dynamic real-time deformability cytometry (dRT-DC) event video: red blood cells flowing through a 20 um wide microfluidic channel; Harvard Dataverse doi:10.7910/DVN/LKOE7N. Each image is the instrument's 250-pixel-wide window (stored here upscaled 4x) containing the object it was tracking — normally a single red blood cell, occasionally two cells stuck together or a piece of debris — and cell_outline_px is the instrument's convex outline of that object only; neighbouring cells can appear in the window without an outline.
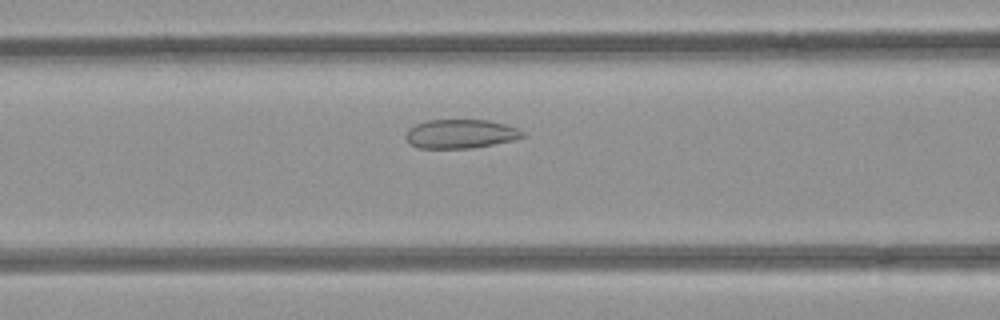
{"species": "common noctule bat (a hibernating species)", "species_latin": "Nyctalus noctula", "temperature_condition": "room temperature", "stored_images_in_passage": 38, "camera_frame_rate_fps": 3000, "um_per_image_px": 0.085, "animal": {"sex": "female", "body_mass_g": 21.9}, "frame": {"image": 1, "passage_image": 13, "time_ms": 4.0, "image_size_px": [1000, 320], "cell_outline_px": [[524, 136], [516, 140], [472, 148], [420, 148], [408, 144], [404, 136], [408, 128], [416, 124], [428, 120], [488, 120], [504, 124], [516, 128], [524, 132]], "centroid_in_image_um": [39.11, 11.38], "position_along_channel_um": 127.5, "area_um2": 19.83}}
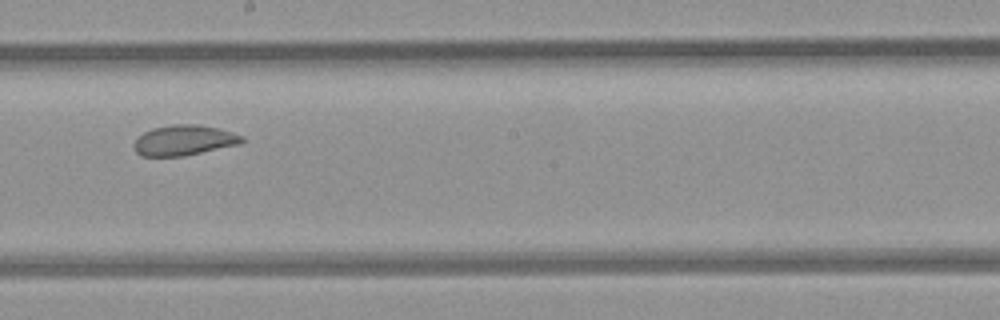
{"frame": {"image": 2, "passage_image": 21, "time_ms": 6.667, "image_size_px": [1000, 320], "cell_outline_px": [[244, 140], [240, 144], [184, 156], [140, 156], [136, 152], [132, 144], [144, 132], [152, 128], [172, 124], [200, 124], [220, 128], [244, 136]], "centroid_in_image_um": [15.65, 11.91], "position_along_channel_um": 232.5, "area_um2": 19.25}}
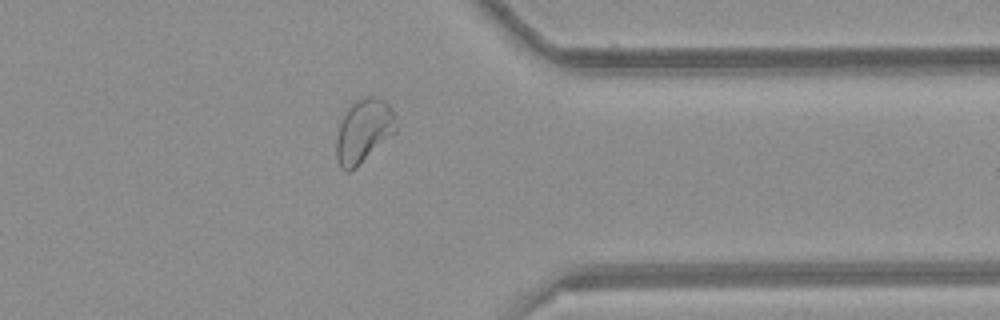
{"frame": {"image": 3, "passage_image": 33, "time_ms": 10.667, "image_size_px": [1000, 320], "cell_outline_px": [[396, 132], [356, 168], [348, 172], [344, 172], [340, 168], [336, 156], [336, 140], [340, 124], [344, 112], [356, 100], [364, 96], [376, 96], [384, 100], [388, 104], [396, 116]], "centroid_in_image_um": [30.91, 11.14], "position_along_channel_um": 380.5, "area_um2": 22.37}, "authors_computed_cell_mechanics": {"area_um2": 20.23, "velocity_mm_per_s": 3.9426, "shape_relaxation_time_tau1_ms": null, "shape_relaxation_time_tau2_ms": 1.3125, "deformation_change_tau1": null, "deformation_change_tau2": 0.0616}}